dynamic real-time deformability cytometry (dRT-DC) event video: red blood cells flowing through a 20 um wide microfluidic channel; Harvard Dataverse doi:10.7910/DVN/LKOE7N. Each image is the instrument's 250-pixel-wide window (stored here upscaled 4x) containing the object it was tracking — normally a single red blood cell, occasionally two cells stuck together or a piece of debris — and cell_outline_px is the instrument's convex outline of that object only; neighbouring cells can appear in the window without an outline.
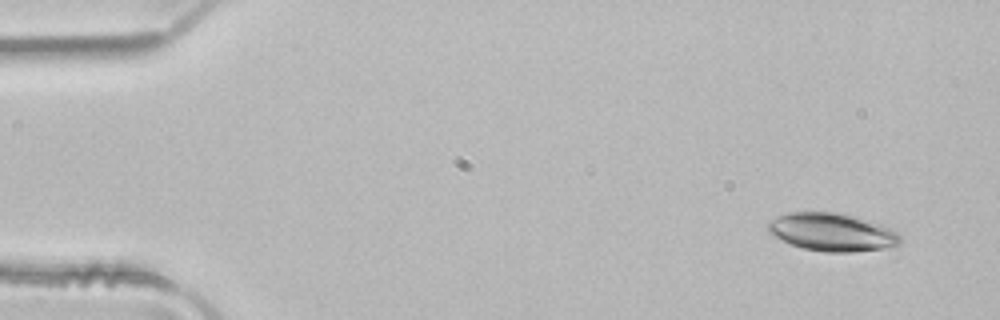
{"species": "common noctule bat (a hibernating species)", "species_latin": "Nyctalus noctula", "temperature_condition": "room temperature", "stored_images_in_passage": 5, "camera_frame_rate_fps": 3000, "um_per_image_px": 0.085, "animal": {"sex": "male", "body_mass_g": 21.5, "forearm_length_mm": 52.0}, "frame": {"image": 1, "passage_image": 1, "time_ms": 0.0, "image_size_px": [1000, 320], "cell_outline_px": [[900, 244], [884, 248], [852, 252], [824, 252], [804, 248], [792, 244], [768, 232], [764, 228], [764, 224], [768, 220], [776, 216], [788, 212], [836, 212], [880, 224], [896, 232], [900, 236]], "centroid_in_image_um": [70.64, 19.72], "position_along_channel_um": 14.4, "area_um2": 29.07}}
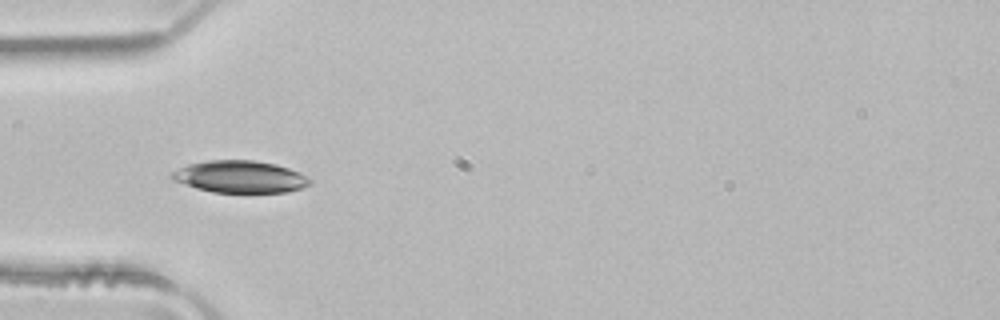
{"frame": {"image": 2, "passage_image": 4, "time_ms": 1.0, "image_size_px": [1000, 320], "cell_outline_px": [[312, 184], [304, 188], [288, 192], [212, 192], [196, 188], [172, 180], [168, 176], [172, 172], [188, 164], [208, 160], [252, 160], [276, 164], [288, 168], [308, 176], [312, 180]], "centroid_in_image_um": [20.43, 15.03], "position_along_channel_um": 64.6, "area_um2": 25.95}}
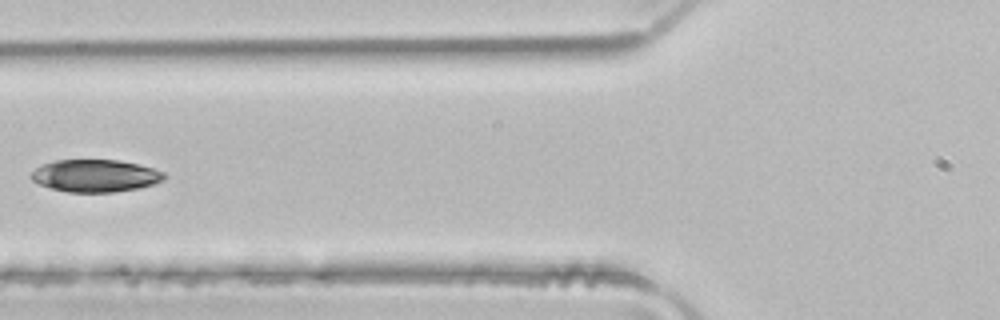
{"frame": {"image": 3, "passage_image": 5, "time_ms": 1.333, "image_size_px": [1000, 320], "cell_outline_px": [[168, 176], [164, 180], [156, 184], [140, 188], [116, 192], [68, 192], [48, 188], [32, 180], [28, 176], [36, 168], [44, 164], [56, 160], [116, 160], [136, 164], [152, 168], [164, 172]], "centroid_in_image_um": [8.12, 14.95], "position_along_channel_um": 117.7, "area_um2": 25.26}}